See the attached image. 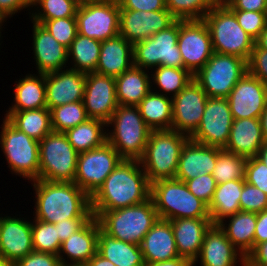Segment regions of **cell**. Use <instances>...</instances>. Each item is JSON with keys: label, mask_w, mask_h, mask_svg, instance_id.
I'll use <instances>...</instances> for the list:
<instances>
[{"label": "cell", "mask_w": 267, "mask_h": 266, "mask_svg": "<svg viewBox=\"0 0 267 266\" xmlns=\"http://www.w3.org/2000/svg\"><path fill=\"white\" fill-rule=\"evenodd\" d=\"M151 184L140 160L123 159L91 197V211L105 212L137 205L150 198Z\"/></svg>", "instance_id": "6da1fadb"}, {"label": "cell", "mask_w": 267, "mask_h": 266, "mask_svg": "<svg viewBox=\"0 0 267 266\" xmlns=\"http://www.w3.org/2000/svg\"><path fill=\"white\" fill-rule=\"evenodd\" d=\"M34 189L32 218L58 223L70 218H91V198L74 182L31 181Z\"/></svg>", "instance_id": "7a4b0ae2"}, {"label": "cell", "mask_w": 267, "mask_h": 266, "mask_svg": "<svg viewBox=\"0 0 267 266\" xmlns=\"http://www.w3.org/2000/svg\"><path fill=\"white\" fill-rule=\"evenodd\" d=\"M107 127V141L123 159L143 157L152 130L142 119L138 106L118 105Z\"/></svg>", "instance_id": "3957f363"}, {"label": "cell", "mask_w": 267, "mask_h": 266, "mask_svg": "<svg viewBox=\"0 0 267 266\" xmlns=\"http://www.w3.org/2000/svg\"><path fill=\"white\" fill-rule=\"evenodd\" d=\"M101 229L108 235L127 243L141 245L144 236L159 219L150 197L143 203L110 210L92 212Z\"/></svg>", "instance_id": "277c9868"}, {"label": "cell", "mask_w": 267, "mask_h": 266, "mask_svg": "<svg viewBox=\"0 0 267 266\" xmlns=\"http://www.w3.org/2000/svg\"><path fill=\"white\" fill-rule=\"evenodd\" d=\"M189 139L187 135L174 130L150 132L144 155L140 159L150 184L175 178L182 148Z\"/></svg>", "instance_id": "5b68a950"}, {"label": "cell", "mask_w": 267, "mask_h": 266, "mask_svg": "<svg viewBox=\"0 0 267 266\" xmlns=\"http://www.w3.org/2000/svg\"><path fill=\"white\" fill-rule=\"evenodd\" d=\"M203 20L211 34L213 52L235 55L248 62L255 40L239 25L235 14L221 0Z\"/></svg>", "instance_id": "8992f818"}, {"label": "cell", "mask_w": 267, "mask_h": 266, "mask_svg": "<svg viewBox=\"0 0 267 266\" xmlns=\"http://www.w3.org/2000/svg\"><path fill=\"white\" fill-rule=\"evenodd\" d=\"M150 197L161 219L210 218L208 206L188 190L184 181L175 178L155 181Z\"/></svg>", "instance_id": "52a82bcc"}, {"label": "cell", "mask_w": 267, "mask_h": 266, "mask_svg": "<svg viewBox=\"0 0 267 266\" xmlns=\"http://www.w3.org/2000/svg\"><path fill=\"white\" fill-rule=\"evenodd\" d=\"M0 147L7 167L16 177L31 181L38 179L39 141L15 128L5 117L2 118Z\"/></svg>", "instance_id": "ba28073f"}, {"label": "cell", "mask_w": 267, "mask_h": 266, "mask_svg": "<svg viewBox=\"0 0 267 266\" xmlns=\"http://www.w3.org/2000/svg\"><path fill=\"white\" fill-rule=\"evenodd\" d=\"M78 152L65 133L47 134L39 141L38 179L50 182H74Z\"/></svg>", "instance_id": "9c48e42d"}, {"label": "cell", "mask_w": 267, "mask_h": 266, "mask_svg": "<svg viewBox=\"0 0 267 266\" xmlns=\"http://www.w3.org/2000/svg\"><path fill=\"white\" fill-rule=\"evenodd\" d=\"M179 20L145 40L133 44V66L152 70L159 66L184 68L177 45Z\"/></svg>", "instance_id": "30bf717a"}, {"label": "cell", "mask_w": 267, "mask_h": 266, "mask_svg": "<svg viewBox=\"0 0 267 266\" xmlns=\"http://www.w3.org/2000/svg\"><path fill=\"white\" fill-rule=\"evenodd\" d=\"M248 71L247 61L235 55L214 52L193 76L208 97L227 98Z\"/></svg>", "instance_id": "8fae6325"}, {"label": "cell", "mask_w": 267, "mask_h": 266, "mask_svg": "<svg viewBox=\"0 0 267 266\" xmlns=\"http://www.w3.org/2000/svg\"><path fill=\"white\" fill-rule=\"evenodd\" d=\"M78 34L100 42L119 35L120 7L117 0H91L79 4Z\"/></svg>", "instance_id": "7c38bea8"}, {"label": "cell", "mask_w": 267, "mask_h": 266, "mask_svg": "<svg viewBox=\"0 0 267 266\" xmlns=\"http://www.w3.org/2000/svg\"><path fill=\"white\" fill-rule=\"evenodd\" d=\"M122 160L108 141L90 151L79 153L74 183L91 198Z\"/></svg>", "instance_id": "4fadbf2b"}, {"label": "cell", "mask_w": 267, "mask_h": 266, "mask_svg": "<svg viewBox=\"0 0 267 266\" xmlns=\"http://www.w3.org/2000/svg\"><path fill=\"white\" fill-rule=\"evenodd\" d=\"M178 48L187 69L193 76L212 56L211 34L206 22L200 20H179Z\"/></svg>", "instance_id": "5bb4252c"}, {"label": "cell", "mask_w": 267, "mask_h": 266, "mask_svg": "<svg viewBox=\"0 0 267 266\" xmlns=\"http://www.w3.org/2000/svg\"><path fill=\"white\" fill-rule=\"evenodd\" d=\"M233 120L227 98L209 97L201 122L189 138L200 144L224 149Z\"/></svg>", "instance_id": "9a60e30c"}, {"label": "cell", "mask_w": 267, "mask_h": 266, "mask_svg": "<svg viewBox=\"0 0 267 266\" xmlns=\"http://www.w3.org/2000/svg\"><path fill=\"white\" fill-rule=\"evenodd\" d=\"M208 98L206 92L192 79L172 98L171 130L190 137L201 122Z\"/></svg>", "instance_id": "2e32d148"}, {"label": "cell", "mask_w": 267, "mask_h": 266, "mask_svg": "<svg viewBox=\"0 0 267 266\" xmlns=\"http://www.w3.org/2000/svg\"><path fill=\"white\" fill-rule=\"evenodd\" d=\"M176 20L167 8L160 11L120 8L119 35L134 44L168 28Z\"/></svg>", "instance_id": "e0dca14e"}, {"label": "cell", "mask_w": 267, "mask_h": 266, "mask_svg": "<svg viewBox=\"0 0 267 266\" xmlns=\"http://www.w3.org/2000/svg\"><path fill=\"white\" fill-rule=\"evenodd\" d=\"M227 100L233 119H259L267 105V86L247 71Z\"/></svg>", "instance_id": "ac0fdd59"}, {"label": "cell", "mask_w": 267, "mask_h": 266, "mask_svg": "<svg viewBox=\"0 0 267 266\" xmlns=\"http://www.w3.org/2000/svg\"><path fill=\"white\" fill-rule=\"evenodd\" d=\"M83 104L89 118L107 123L119 105L115 77L96 72L86 73Z\"/></svg>", "instance_id": "d6986e66"}, {"label": "cell", "mask_w": 267, "mask_h": 266, "mask_svg": "<svg viewBox=\"0 0 267 266\" xmlns=\"http://www.w3.org/2000/svg\"><path fill=\"white\" fill-rule=\"evenodd\" d=\"M20 216L0 214V255L13 265L34 251L32 221Z\"/></svg>", "instance_id": "ffe728a7"}, {"label": "cell", "mask_w": 267, "mask_h": 266, "mask_svg": "<svg viewBox=\"0 0 267 266\" xmlns=\"http://www.w3.org/2000/svg\"><path fill=\"white\" fill-rule=\"evenodd\" d=\"M32 58L37 73L48 74L68 68V48L60 44L41 24L31 21Z\"/></svg>", "instance_id": "44dd1931"}, {"label": "cell", "mask_w": 267, "mask_h": 266, "mask_svg": "<svg viewBox=\"0 0 267 266\" xmlns=\"http://www.w3.org/2000/svg\"><path fill=\"white\" fill-rule=\"evenodd\" d=\"M86 73L71 68L45 74L47 108L83 101Z\"/></svg>", "instance_id": "7402d4cb"}, {"label": "cell", "mask_w": 267, "mask_h": 266, "mask_svg": "<svg viewBox=\"0 0 267 266\" xmlns=\"http://www.w3.org/2000/svg\"><path fill=\"white\" fill-rule=\"evenodd\" d=\"M198 261L200 266H245L246 257L218 225H212L205 234L200 253L193 262L194 266H197Z\"/></svg>", "instance_id": "603a6c76"}, {"label": "cell", "mask_w": 267, "mask_h": 266, "mask_svg": "<svg viewBox=\"0 0 267 266\" xmlns=\"http://www.w3.org/2000/svg\"><path fill=\"white\" fill-rule=\"evenodd\" d=\"M100 224L92 216L78 231L62 242L59 258L62 265L86 264L97 253Z\"/></svg>", "instance_id": "cb8c5ba5"}, {"label": "cell", "mask_w": 267, "mask_h": 266, "mask_svg": "<svg viewBox=\"0 0 267 266\" xmlns=\"http://www.w3.org/2000/svg\"><path fill=\"white\" fill-rule=\"evenodd\" d=\"M217 155V147L189 139L182 148L175 179L185 182L200 175L212 174Z\"/></svg>", "instance_id": "d4e9b609"}, {"label": "cell", "mask_w": 267, "mask_h": 266, "mask_svg": "<svg viewBox=\"0 0 267 266\" xmlns=\"http://www.w3.org/2000/svg\"><path fill=\"white\" fill-rule=\"evenodd\" d=\"M180 257L194 262L198 257L206 232L213 225L210 218H179L170 220Z\"/></svg>", "instance_id": "484cf974"}, {"label": "cell", "mask_w": 267, "mask_h": 266, "mask_svg": "<svg viewBox=\"0 0 267 266\" xmlns=\"http://www.w3.org/2000/svg\"><path fill=\"white\" fill-rule=\"evenodd\" d=\"M140 247L145 263L180 257L170 220L159 218L144 236Z\"/></svg>", "instance_id": "4316f807"}, {"label": "cell", "mask_w": 267, "mask_h": 266, "mask_svg": "<svg viewBox=\"0 0 267 266\" xmlns=\"http://www.w3.org/2000/svg\"><path fill=\"white\" fill-rule=\"evenodd\" d=\"M133 66V44L123 36L101 42L96 73L117 77Z\"/></svg>", "instance_id": "83f0119b"}, {"label": "cell", "mask_w": 267, "mask_h": 266, "mask_svg": "<svg viewBox=\"0 0 267 266\" xmlns=\"http://www.w3.org/2000/svg\"><path fill=\"white\" fill-rule=\"evenodd\" d=\"M263 143L260 119H234L224 149L248 159L257 155Z\"/></svg>", "instance_id": "f1b7e54d"}, {"label": "cell", "mask_w": 267, "mask_h": 266, "mask_svg": "<svg viewBox=\"0 0 267 266\" xmlns=\"http://www.w3.org/2000/svg\"><path fill=\"white\" fill-rule=\"evenodd\" d=\"M38 74V75H37ZM14 82L13 102L6 111H23L47 107L45 74L27 73Z\"/></svg>", "instance_id": "f546056e"}, {"label": "cell", "mask_w": 267, "mask_h": 266, "mask_svg": "<svg viewBox=\"0 0 267 266\" xmlns=\"http://www.w3.org/2000/svg\"><path fill=\"white\" fill-rule=\"evenodd\" d=\"M115 84L118 104L137 106L151 91V75L148 70L132 66L115 77Z\"/></svg>", "instance_id": "4dcf8cb0"}, {"label": "cell", "mask_w": 267, "mask_h": 266, "mask_svg": "<svg viewBox=\"0 0 267 266\" xmlns=\"http://www.w3.org/2000/svg\"><path fill=\"white\" fill-rule=\"evenodd\" d=\"M257 213L238 211L225 218L218 226L231 243L246 257L254 248Z\"/></svg>", "instance_id": "1f68e13d"}, {"label": "cell", "mask_w": 267, "mask_h": 266, "mask_svg": "<svg viewBox=\"0 0 267 266\" xmlns=\"http://www.w3.org/2000/svg\"><path fill=\"white\" fill-rule=\"evenodd\" d=\"M97 252L115 266H145L140 245L118 240L101 228L98 232Z\"/></svg>", "instance_id": "d6a6232c"}, {"label": "cell", "mask_w": 267, "mask_h": 266, "mask_svg": "<svg viewBox=\"0 0 267 266\" xmlns=\"http://www.w3.org/2000/svg\"><path fill=\"white\" fill-rule=\"evenodd\" d=\"M245 182V179H238L216 186L212 201L208 206L209 217L213 225H218L225 218L241 211L239 201Z\"/></svg>", "instance_id": "836d02e7"}, {"label": "cell", "mask_w": 267, "mask_h": 266, "mask_svg": "<svg viewBox=\"0 0 267 266\" xmlns=\"http://www.w3.org/2000/svg\"><path fill=\"white\" fill-rule=\"evenodd\" d=\"M137 106L142 119L152 131L171 130V97L151 90Z\"/></svg>", "instance_id": "e575fe53"}, {"label": "cell", "mask_w": 267, "mask_h": 266, "mask_svg": "<svg viewBox=\"0 0 267 266\" xmlns=\"http://www.w3.org/2000/svg\"><path fill=\"white\" fill-rule=\"evenodd\" d=\"M4 117L19 131L29 137L41 141L51 133V112L45 108L23 111H5Z\"/></svg>", "instance_id": "d590c367"}, {"label": "cell", "mask_w": 267, "mask_h": 266, "mask_svg": "<svg viewBox=\"0 0 267 266\" xmlns=\"http://www.w3.org/2000/svg\"><path fill=\"white\" fill-rule=\"evenodd\" d=\"M107 123L89 118L87 121L68 129L65 134L69 143L78 152H86L107 141Z\"/></svg>", "instance_id": "8d00e7d4"}, {"label": "cell", "mask_w": 267, "mask_h": 266, "mask_svg": "<svg viewBox=\"0 0 267 266\" xmlns=\"http://www.w3.org/2000/svg\"><path fill=\"white\" fill-rule=\"evenodd\" d=\"M100 49V41L77 33L68 48V68L83 73L95 72Z\"/></svg>", "instance_id": "74e56055"}, {"label": "cell", "mask_w": 267, "mask_h": 266, "mask_svg": "<svg viewBox=\"0 0 267 266\" xmlns=\"http://www.w3.org/2000/svg\"><path fill=\"white\" fill-rule=\"evenodd\" d=\"M151 90L173 98L193 79L184 68L159 66L151 70ZM154 85V86H153Z\"/></svg>", "instance_id": "f35d334b"}, {"label": "cell", "mask_w": 267, "mask_h": 266, "mask_svg": "<svg viewBox=\"0 0 267 266\" xmlns=\"http://www.w3.org/2000/svg\"><path fill=\"white\" fill-rule=\"evenodd\" d=\"M247 158L218 148L216 165L212 172L217 185L228 181L245 179Z\"/></svg>", "instance_id": "ab89813d"}, {"label": "cell", "mask_w": 267, "mask_h": 266, "mask_svg": "<svg viewBox=\"0 0 267 266\" xmlns=\"http://www.w3.org/2000/svg\"><path fill=\"white\" fill-rule=\"evenodd\" d=\"M51 112V126L54 132L65 133L68 129L89 119L83 101L54 107Z\"/></svg>", "instance_id": "60d3db41"}, {"label": "cell", "mask_w": 267, "mask_h": 266, "mask_svg": "<svg viewBox=\"0 0 267 266\" xmlns=\"http://www.w3.org/2000/svg\"><path fill=\"white\" fill-rule=\"evenodd\" d=\"M79 4L77 0H38L31 6L30 20L76 17Z\"/></svg>", "instance_id": "b9f144b4"}, {"label": "cell", "mask_w": 267, "mask_h": 266, "mask_svg": "<svg viewBox=\"0 0 267 266\" xmlns=\"http://www.w3.org/2000/svg\"><path fill=\"white\" fill-rule=\"evenodd\" d=\"M220 0H165L166 8L177 20H200Z\"/></svg>", "instance_id": "7bdbcfd3"}, {"label": "cell", "mask_w": 267, "mask_h": 266, "mask_svg": "<svg viewBox=\"0 0 267 266\" xmlns=\"http://www.w3.org/2000/svg\"><path fill=\"white\" fill-rule=\"evenodd\" d=\"M32 241L34 251L55 255L59 254L62 245L55 224L34 218L32 220Z\"/></svg>", "instance_id": "ee69618b"}, {"label": "cell", "mask_w": 267, "mask_h": 266, "mask_svg": "<svg viewBox=\"0 0 267 266\" xmlns=\"http://www.w3.org/2000/svg\"><path fill=\"white\" fill-rule=\"evenodd\" d=\"M30 21L41 24L60 44L67 48L71 46L72 41L78 33L76 17Z\"/></svg>", "instance_id": "f6af8a7d"}, {"label": "cell", "mask_w": 267, "mask_h": 266, "mask_svg": "<svg viewBox=\"0 0 267 266\" xmlns=\"http://www.w3.org/2000/svg\"><path fill=\"white\" fill-rule=\"evenodd\" d=\"M237 19L239 25L256 40L260 33L267 26L265 12L231 10Z\"/></svg>", "instance_id": "bcb514c9"}, {"label": "cell", "mask_w": 267, "mask_h": 266, "mask_svg": "<svg viewBox=\"0 0 267 266\" xmlns=\"http://www.w3.org/2000/svg\"><path fill=\"white\" fill-rule=\"evenodd\" d=\"M239 202L241 211L259 213L267 209V194L245 182Z\"/></svg>", "instance_id": "7dc6e473"}, {"label": "cell", "mask_w": 267, "mask_h": 266, "mask_svg": "<svg viewBox=\"0 0 267 266\" xmlns=\"http://www.w3.org/2000/svg\"><path fill=\"white\" fill-rule=\"evenodd\" d=\"M185 184L192 194L209 206L217 186L212 174L200 175L185 181Z\"/></svg>", "instance_id": "c3c4849f"}, {"label": "cell", "mask_w": 267, "mask_h": 266, "mask_svg": "<svg viewBox=\"0 0 267 266\" xmlns=\"http://www.w3.org/2000/svg\"><path fill=\"white\" fill-rule=\"evenodd\" d=\"M245 181L267 194V166L256 156L246 161Z\"/></svg>", "instance_id": "681fc988"}, {"label": "cell", "mask_w": 267, "mask_h": 266, "mask_svg": "<svg viewBox=\"0 0 267 266\" xmlns=\"http://www.w3.org/2000/svg\"><path fill=\"white\" fill-rule=\"evenodd\" d=\"M248 72L267 86V50L253 49L247 62Z\"/></svg>", "instance_id": "f907efd6"}, {"label": "cell", "mask_w": 267, "mask_h": 266, "mask_svg": "<svg viewBox=\"0 0 267 266\" xmlns=\"http://www.w3.org/2000/svg\"><path fill=\"white\" fill-rule=\"evenodd\" d=\"M13 266H62L58 255L32 251Z\"/></svg>", "instance_id": "816d5d0a"}, {"label": "cell", "mask_w": 267, "mask_h": 266, "mask_svg": "<svg viewBox=\"0 0 267 266\" xmlns=\"http://www.w3.org/2000/svg\"><path fill=\"white\" fill-rule=\"evenodd\" d=\"M119 7L128 10L160 11L166 9L165 0H117Z\"/></svg>", "instance_id": "f5cc1de1"}, {"label": "cell", "mask_w": 267, "mask_h": 266, "mask_svg": "<svg viewBox=\"0 0 267 266\" xmlns=\"http://www.w3.org/2000/svg\"><path fill=\"white\" fill-rule=\"evenodd\" d=\"M90 218H70L55 223L60 242H64L70 235L78 231Z\"/></svg>", "instance_id": "db71d44e"}, {"label": "cell", "mask_w": 267, "mask_h": 266, "mask_svg": "<svg viewBox=\"0 0 267 266\" xmlns=\"http://www.w3.org/2000/svg\"><path fill=\"white\" fill-rule=\"evenodd\" d=\"M230 10L266 12L267 0H221Z\"/></svg>", "instance_id": "11a10c76"}, {"label": "cell", "mask_w": 267, "mask_h": 266, "mask_svg": "<svg viewBox=\"0 0 267 266\" xmlns=\"http://www.w3.org/2000/svg\"><path fill=\"white\" fill-rule=\"evenodd\" d=\"M27 9L29 19L31 15V6L26 0H0V13L6 18V20L13 18L16 13H20L22 10Z\"/></svg>", "instance_id": "9f6ffc18"}, {"label": "cell", "mask_w": 267, "mask_h": 266, "mask_svg": "<svg viewBox=\"0 0 267 266\" xmlns=\"http://www.w3.org/2000/svg\"><path fill=\"white\" fill-rule=\"evenodd\" d=\"M245 266H267V241L257 244L246 256Z\"/></svg>", "instance_id": "6f0895ef"}, {"label": "cell", "mask_w": 267, "mask_h": 266, "mask_svg": "<svg viewBox=\"0 0 267 266\" xmlns=\"http://www.w3.org/2000/svg\"><path fill=\"white\" fill-rule=\"evenodd\" d=\"M267 241V209L257 213V222L255 226L254 247Z\"/></svg>", "instance_id": "680465c9"}, {"label": "cell", "mask_w": 267, "mask_h": 266, "mask_svg": "<svg viewBox=\"0 0 267 266\" xmlns=\"http://www.w3.org/2000/svg\"><path fill=\"white\" fill-rule=\"evenodd\" d=\"M145 266H194V263H193V261H191L187 258L176 257V258L171 259V260L146 263Z\"/></svg>", "instance_id": "91938a15"}, {"label": "cell", "mask_w": 267, "mask_h": 266, "mask_svg": "<svg viewBox=\"0 0 267 266\" xmlns=\"http://www.w3.org/2000/svg\"><path fill=\"white\" fill-rule=\"evenodd\" d=\"M87 266H115L111 261L101 256L98 252L89 259Z\"/></svg>", "instance_id": "94428289"}, {"label": "cell", "mask_w": 267, "mask_h": 266, "mask_svg": "<svg viewBox=\"0 0 267 266\" xmlns=\"http://www.w3.org/2000/svg\"><path fill=\"white\" fill-rule=\"evenodd\" d=\"M253 49H265L267 50V26L260 33L259 37L255 40Z\"/></svg>", "instance_id": "6125c7cd"}, {"label": "cell", "mask_w": 267, "mask_h": 266, "mask_svg": "<svg viewBox=\"0 0 267 266\" xmlns=\"http://www.w3.org/2000/svg\"><path fill=\"white\" fill-rule=\"evenodd\" d=\"M261 129L264 141H267V105L260 116Z\"/></svg>", "instance_id": "be15d7a7"}, {"label": "cell", "mask_w": 267, "mask_h": 266, "mask_svg": "<svg viewBox=\"0 0 267 266\" xmlns=\"http://www.w3.org/2000/svg\"><path fill=\"white\" fill-rule=\"evenodd\" d=\"M256 157L267 166V141H264Z\"/></svg>", "instance_id": "e7e4bbea"}, {"label": "cell", "mask_w": 267, "mask_h": 266, "mask_svg": "<svg viewBox=\"0 0 267 266\" xmlns=\"http://www.w3.org/2000/svg\"><path fill=\"white\" fill-rule=\"evenodd\" d=\"M0 266H13V264L0 255Z\"/></svg>", "instance_id": "03108f58"}, {"label": "cell", "mask_w": 267, "mask_h": 266, "mask_svg": "<svg viewBox=\"0 0 267 266\" xmlns=\"http://www.w3.org/2000/svg\"><path fill=\"white\" fill-rule=\"evenodd\" d=\"M7 20H6V18L0 13V32L2 31H4V30H2L3 29V25H4V23L6 22Z\"/></svg>", "instance_id": "003e7915"}, {"label": "cell", "mask_w": 267, "mask_h": 266, "mask_svg": "<svg viewBox=\"0 0 267 266\" xmlns=\"http://www.w3.org/2000/svg\"><path fill=\"white\" fill-rule=\"evenodd\" d=\"M62 266H87L86 264H65Z\"/></svg>", "instance_id": "a7ac6f4b"}, {"label": "cell", "mask_w": 267, "mask_h": 266, "mask_svg": "<svg viewBox=\"0 0 267 266\" xmlns=\"http://www.w3.org/2000/svg\"><path fill=\"white\" fill-rule=\"evenodd\" d=\"M30 6H32L38 0H26Z\"/></svg>", "instance_id": "89a4df30"}, {"label": "cell", "mask_w": 267, "mask_h": 266, "mask_svg": "<svg viewBox=\"0 0 267 266\" xmlns=\"http://www.w3.org/2000/svg\"><path fill=\"white\" fill-rule=\"evenodd\" d=\"M2 37H4V36H2V32H0V46L2 45V41H1V39L3 40V38ZM1 48V47H0Z\"/></svg>", "instance_id": "2644e50d"}, {"label": "cell", "mask_w": 267, "mask_h": 266, "mask_svg": "<svg viewBox=\"0 0 267 266\" xmlns=\"http://www.w3.org/2000/svg\"><path fill=\"white\" fill-rule=\"evenodd\" d=\"M79 3H82V2H87V1H91V0H77Z\"/></svg>", "instance_id": "8c879c8a"}]
</instances>
